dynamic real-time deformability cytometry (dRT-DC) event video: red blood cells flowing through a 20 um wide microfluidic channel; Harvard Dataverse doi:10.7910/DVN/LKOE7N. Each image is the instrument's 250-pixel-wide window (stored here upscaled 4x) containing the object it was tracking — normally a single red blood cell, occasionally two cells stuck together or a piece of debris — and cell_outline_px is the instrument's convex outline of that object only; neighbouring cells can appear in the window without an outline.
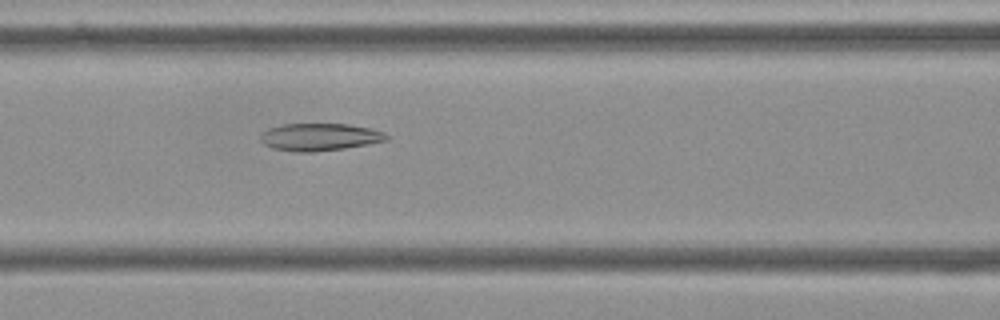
{"species": "Egyptian fruit bat (a non-hibernating species)", "species_latin": "Rousettus aegyptiacus", "temperature_condition": "cold", "stored_images_in_passage": 55, "camera_frame_rate_fps": 3000, "um_per_image_px": 0.085, "frame": {"image": 1, "passage_image": 23, "time_ms": 7.333, "image_size_px": [1000, 320], "cell_outline_px": [[388, 140], [368, 144], [344, 148], [312, 152], [296, 152], [272, 148], [264, 144], [260, 140], [260, 136], [268, 128], [284, 124], [348, 124], [368, 128], [384, 132], [388, 136]], "centroid_in_image_um": [27.15, 11.65], "position_along_channel_um": 139.4, "area_um2": 20.0}}
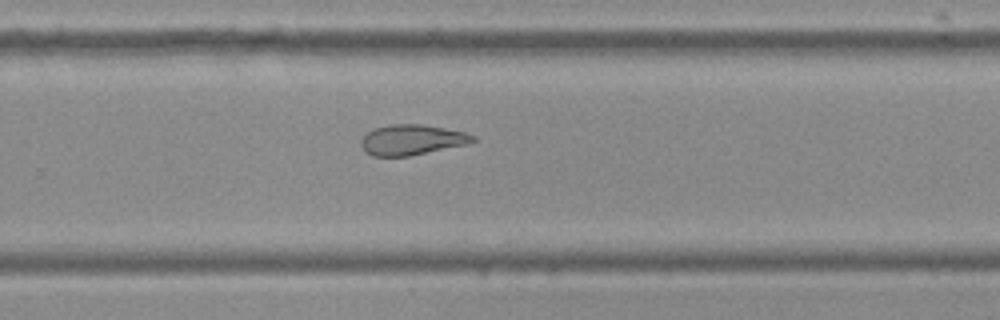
{"frame": {"image": 2, "passage_image": 36, "time_ms": 11.667, "image_size_px": [1000, 320], "cell_outline_px": [[476, 140], [468, 144], [408, 156], [372, 156], [360, 144], [360, 140], [372, 128], [392, 124], [420, 124], [444, 128], [464, 132], [476, 136]], "centroid_in_image_um": [35.01, 11.88], "position_along_channel_um": 294.8, "area_um2": 19.65}}
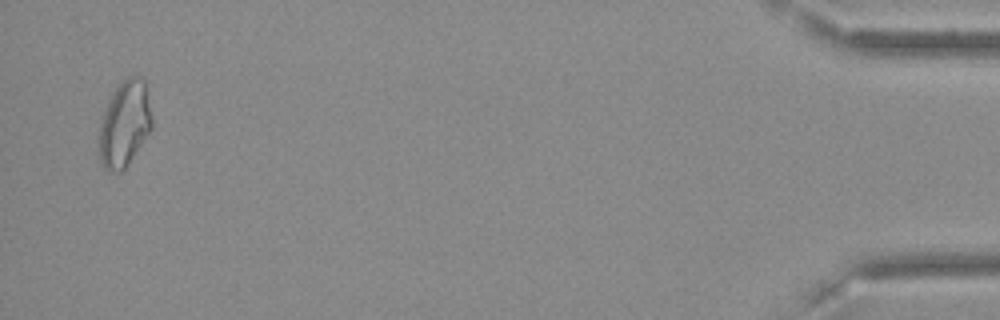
{"frame": {"image": 3, "passage_image": 54, "time_ms": 17.667, "image_size_px": [1000, 320], "cell_outline_px": [[152, 128], [128, 164], [120, 172], [108, 172], [100, 164], [100, 124], [104, 108], [112, 92], [128, 76], [140, 76], [144, 80], [152, 116]], "centroid_in_image_um": [10.58, 10.53], "position_along_channel_um": 424.6, "area_um2": 26.3}, "authors_computed_cell_mechanics": {"area_um2": 23.2356, "velocity_mm_per_s": 3.5896, "shape_relaxation_time_tau1_ms": null, "shape_relaxation_time_tau2_ms": 4.2536, "deformation_change_tau1": null, "deformation_change_tau2": 0.1148}}